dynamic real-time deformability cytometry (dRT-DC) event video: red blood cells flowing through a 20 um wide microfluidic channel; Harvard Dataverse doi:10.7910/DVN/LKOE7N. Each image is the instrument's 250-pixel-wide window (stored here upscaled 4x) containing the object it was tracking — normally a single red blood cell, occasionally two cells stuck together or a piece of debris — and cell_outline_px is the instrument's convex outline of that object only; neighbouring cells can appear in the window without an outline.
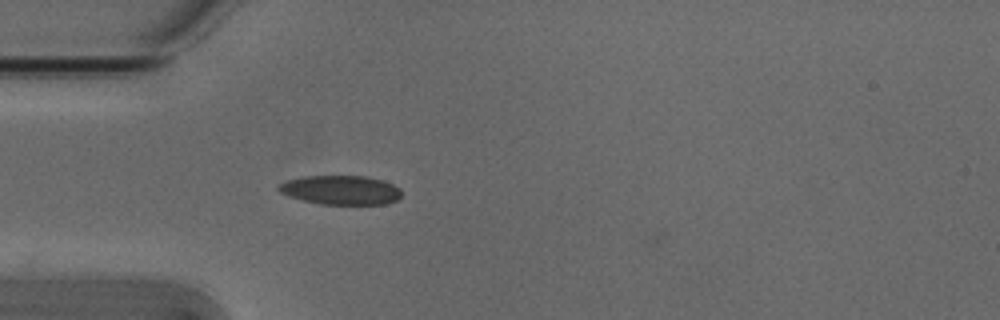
{"species": "Egyptian fruit bat (a non-hibernating species)", "species_latin": "Rousettus aegyptiacus", "temperature_condition": "cold", "stored_images_in_passage": 24, "camera_frame_rate_fps": 3000, "um_per_image_px": 0.085, "animal": {"sex": "male"}, "frame": {"image": 1, "passage_image": 1, "time_ms": 0.0, "image_size_px": [1000, 320], "cell_outline_px": [[400, 196], [396, 200], [384, 204], [320, 204], [288, 196], [280, 192], [276, 188], [276, 184], [288, 180], [304, 176], [364, 176], [380, 180], [392, 184], [400, 188]], "centroid_in_image_um": [28.91, 16.15], "position_along_channel_um": 56.1, "area_um2": 20.75}}
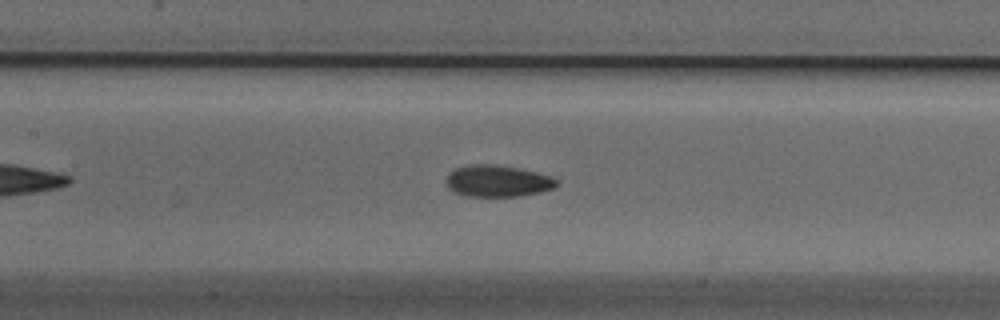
{"frame": {"image": 2, "passage_image": 10, "time_ms": 3.0, "image_size_px": [1000, 320], "cell_outline_px": [[560, 184], [556, 188], [540, 192], [520, 196], [468, 196], [456, 192], [448, 188], [444, 180], [448, 172], [456, 168], [468, 164], [492, 164], [520, 168], [552, 176]], "centroid_in_image_um": [42.3, 15.38], "position_along_channel_um": 165.1, "area_um2": 20.63}}
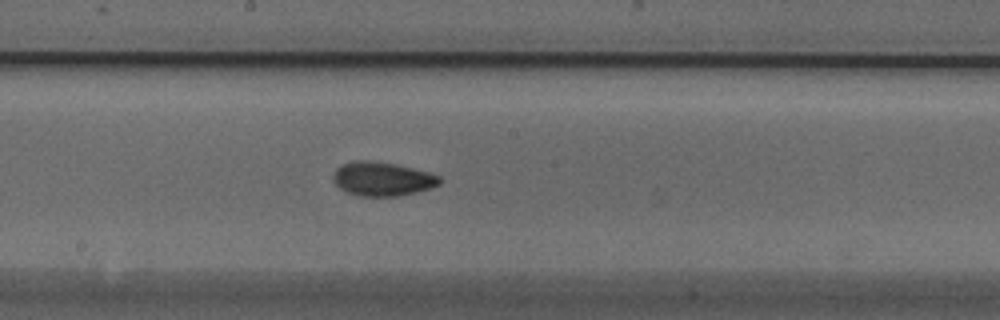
{"frame": {"image": 3, "passage_image": 14, "time_ms": 4.333, "image_size_px": [1000, 320], "cell_outline_px": [[440, 184], [416, 192], [396, 196], [356, 196], [340, 188], [332, 180], [332, 176], [336, 168], [344, 164], [356, 160], [368, 160], [396, 164], [428, 172], [440, 176]], "centroid_in_image_um": [32.46, 15.2], "position_along_channel_um": 215.7, "area_um2": 20.92}, "authors_computed_cell_mechanics": {"area_um2": 20.519, "velocity_mm_per_s": 3.8149, "shape_relaxation_time_tau1_ms": 4.1806, "shape_relaxation_time_tau2_ms": 4.1204, "deformation_change_tau1": 0.1237, "deformation_change_tau2": 0.0872}}